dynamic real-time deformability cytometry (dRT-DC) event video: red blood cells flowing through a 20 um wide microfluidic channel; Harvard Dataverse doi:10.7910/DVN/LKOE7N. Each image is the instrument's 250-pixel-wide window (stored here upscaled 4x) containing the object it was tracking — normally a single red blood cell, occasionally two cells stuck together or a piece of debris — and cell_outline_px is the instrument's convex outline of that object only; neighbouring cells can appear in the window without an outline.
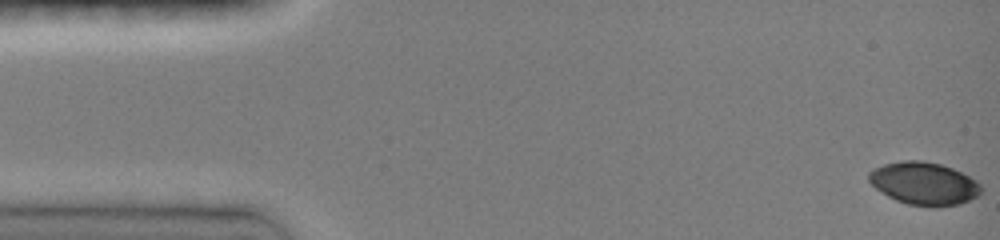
{"species": "common noctule bat (a hibernating species)", "species_latin": "Nyctalus noctula", "temperature_condition": "room temperature", "stored_images_in_passage": 8, "camera_frame_rate_fps": 3000, "um_per_image_px": 0.085, "animal": {"sex": "female", "body_mass_g": 19.0, "forearm_length_mm": 51.5}, "frame": {"image": 1, "passage_image": 1, "time_ms": 0.0, "image_size_px": [1000, 240], "cell_outline_px": [[984, 188], [976, 196], [960, 204], [908, 204], [896, 200], [888, 196], [876, 188], [868, 180], [868, 172], [872, 168], [884, 164], [904, 160], [920, 160], [940, 164], [952, 168], [976, 180]], "centroid_in_image_um": [78.51, 15.55], "position_along_channel_um": 6.5, "area_um2": 27.28}}
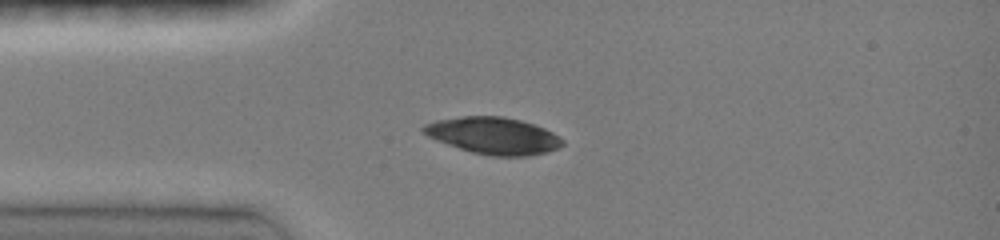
{"frame": {"image": 2, "passage_image": 7, "time_ms": 3.667, "image_size_px": [1000, 240], "cell_outline_px": [[564, 144], [560, 148], [528, 156], [492, 156], [472, 152], [436, 140], [428, 136], [420, 128], [424, 124], [436, 120], [464, 116], [504, 116], [520, 120], [544, 128], [560, 136], [564, 140]], "centroid_in_image_um": [41.96, 11.53], "position_along_channel_um": 43.0, "area_um2": 29.77}}